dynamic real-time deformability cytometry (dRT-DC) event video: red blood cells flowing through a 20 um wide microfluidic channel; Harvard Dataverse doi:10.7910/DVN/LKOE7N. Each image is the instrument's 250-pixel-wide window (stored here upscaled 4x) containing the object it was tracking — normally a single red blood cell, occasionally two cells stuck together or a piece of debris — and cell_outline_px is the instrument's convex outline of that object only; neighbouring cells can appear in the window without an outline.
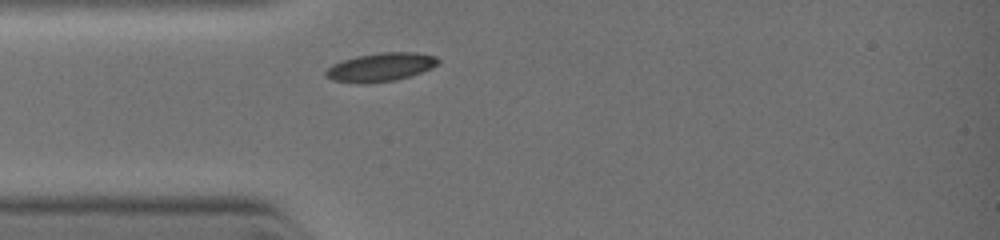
{"species": "common noctule bat (a hibernating species)", "species_latin": "Nyctalus noctula", "temperature_condition": "warm", "stored_images_in_passage": 3, "camera_frame_rate_fps": 3000, "um_per_image_px": 0.085, "animal": {"sex": "female", "body_mass_g": 19.0, "forearm_length_mm": 51.5}, "frame": {"image": 1, "passage_image": 1, "time_ms": 0.0, "image_size_px": [1000, 240], "cell_outline_px": [[440, 60], [432, 68], [396, 80], [364, 84], [332, 80], [324, 76], [324, 72], [332, 64], [356, 56], [380, 52], [416, 52], [436, 56]], "centroid_in_image_um": [32.33, 5.7], "position_along_channel_um": 52.7, "area_um2": 18.67}}